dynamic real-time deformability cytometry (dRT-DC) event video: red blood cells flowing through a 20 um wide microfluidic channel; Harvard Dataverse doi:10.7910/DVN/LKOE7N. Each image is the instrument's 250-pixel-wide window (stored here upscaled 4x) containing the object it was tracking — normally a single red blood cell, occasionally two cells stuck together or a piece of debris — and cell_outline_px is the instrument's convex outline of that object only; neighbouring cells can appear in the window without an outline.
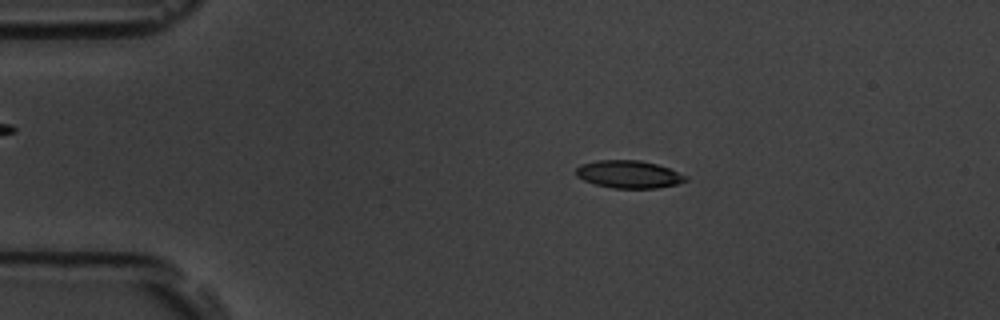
{"species": "common noctule bat (a hibernating species)", "species_latin": "Nyctalus noctula", "temperature_condition": "room temperature", "stored_images_in_passage": 57, "camera_frame_rate_fps": 3000, "um_per_image_px": 0.085, "animal": {"sex": "male", "body_mass_g": 19.5, "forearm_length_mm": 54.6}, "frame": {"image": 1, "passage_image": 11, "time_ms": 3.333, "image_size_px": [1000, 320], "cell_outline_px": [[688, 180], [676, 184], [656, 188], [612, 188], [596, 184], [584, 180], [576, 176], [576, 168], [580, 164], [596, 160], [640, 160], [656, 164], [668, 168], [688, 176]], "centroid_in_image_um": [53.43, 14.81], "position_along_channel_um": 31.6, "area_um2": 17.63}}
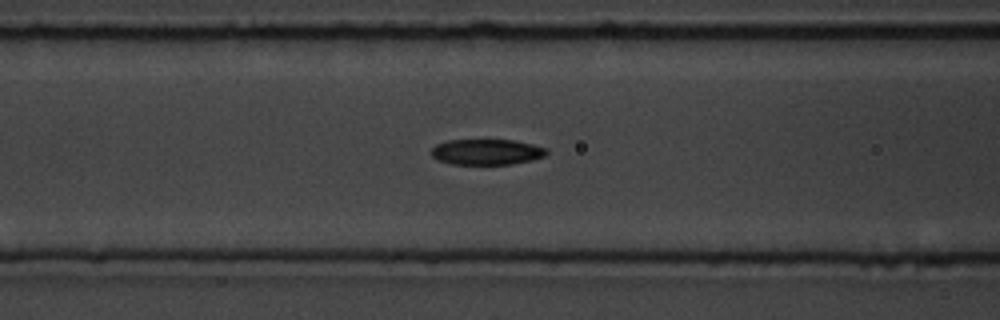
{"frame": {"image": 2, "passage_image": 23, "time_ms": 7.333, "image_size_px": [1000, 320], "cell_outline_px": [[548, 152], [544, 156], [532, 160], [512, 164], [452, 164], [440, 160], [432, 156], [432, 148], [436, 144], [448, 140], [512, 140], [532, 144], [544, 148]], "centroid_in_image_um": [41.36, 12.91], "position_along_channel_um": 125.2, "area_um2": 17.05}}
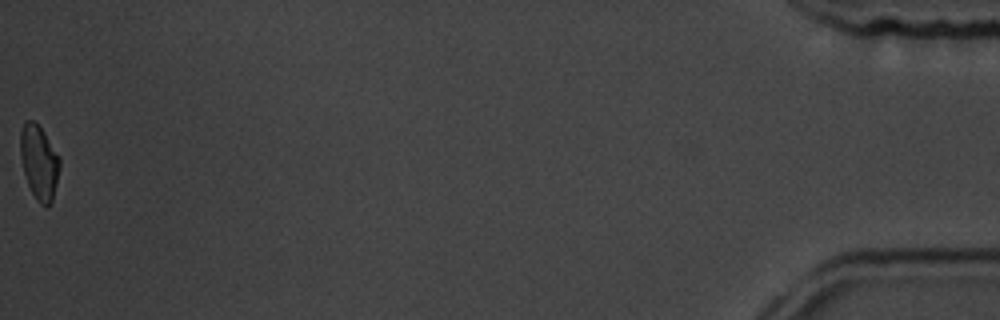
{"frame": {"image": 3, "passage_image": 57, "time_ms": 18.667, "image_size_px": [1000, 320], "cell_outline_px": [[60, 164], [56, 184], [52, 200], [48, 208], [40, 204], [36, 200], [28, 184], [24, 172], [20, 156], [20, 132], [24, 120], [32, 120], [44, 132], [60, 156]], "centroid_in_image_um": [3.32, 13.79], "position_along_channel_um": 431.9, "area_um2": 17.05}, "authors_computed_cell_mechanics": {"area_um2": 17.629, "velocity_mm_per_s": 3.5994, "shape_relaxation_time_tau1_ms": 3.0801, "shape_relaxation_time_tau2_ms": 5.6358, "deformation_change_tau1": 0.1251, "deformation_change_tau2": 0.1098}}